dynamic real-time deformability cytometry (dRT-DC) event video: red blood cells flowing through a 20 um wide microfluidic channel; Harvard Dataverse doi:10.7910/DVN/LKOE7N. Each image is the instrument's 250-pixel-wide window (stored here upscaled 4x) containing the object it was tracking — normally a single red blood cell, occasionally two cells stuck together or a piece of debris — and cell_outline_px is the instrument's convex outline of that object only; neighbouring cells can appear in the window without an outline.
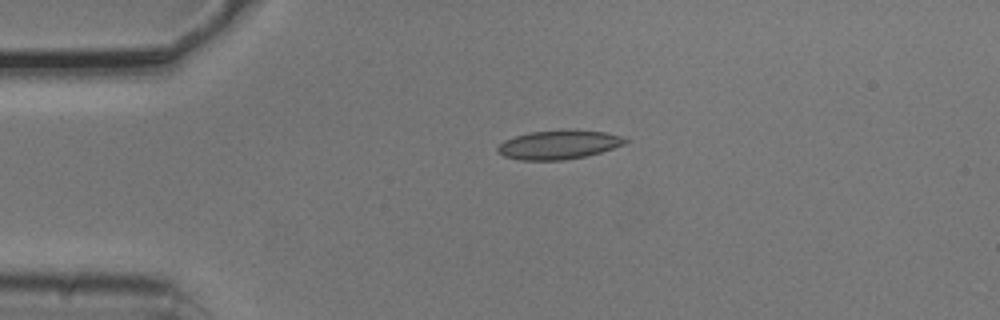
{"species": "common noctule bat (a hibernating species)", "species_latin": "Nyctalus noctula", "temperature_condition": "cold", "stored_images_in_passage": 2, "camera_frame_rate_fps": 3000, "um_per_image_px": 0.085, "animal": {"sex": "male", "body_mass_g": 20.5, "forearm_length_mm": 52.5}, "frame": {"image": 1, "passage_image": 1, "time_ms": 0.0, "image_size_px": [1000, 320], "cell_outline_px": [[628, 140], [624, 144], [588, 156], [564, 160], [520, 160], [504, 156], [496, 152], [496, 148], [504, 140], [516, 136], [532, 132], [604, 132], [620, 136]], "centroid_in_image_um": [47.43, 12.35], "position_along_channel_um": 37.6, "area_um2": 20.63}}